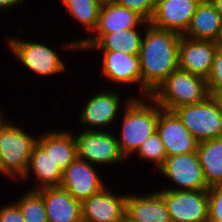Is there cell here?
<instances>
[{
  "label": "cell",
  "instance_id": "1",
  "mask_svg": "<svg viewBox=\"0 0 222 222\" xmlns=\"http://www.w3.org/2000/svg\"><path fill=\"white\" fill-rule=\"evenodd\" d=\"M181 34L149 24L145 28L139 52L142 75V97H149L156 88L179 68Z\"/></svg>",
  "mask_w": 222,
  "mask_h": 222
},
{
  "label": "cell",
  "instance_id": "2",
  "mask_svg": "<svg viewBox=\"0 0 222 222\" xmlns=\"http://www.w3.org/2000/svg\"><path fill=\"white\" fill-rule=\"evenodd\" d=\"M23 24L17 29L15 36L8 35L5 44L6 47L14 55L15 60L33 75L40 77H52L58 74H65L71 68H68L65 62V58L62 57V51L72 53L79 51V45L76 43V39L72 38L70 41L62 42L60 48H52L53 46L48 45L45 42L39 40H32L31 38H21L18 35L23 33ZM18 33V35H17ZM58 49V50H56ZM61 51V52H59ZM72 51V52H71ZM61 55H60V54Z\"/></svg>",
  "mask_w": 222,
  "mask_h": 222
},
{
  "label": "cell",
  "instance_id": "3",
  "mask_svg": "<svg viewBox=\"0 0 222 222\" xmlns=\"http://www.w3.org/2000/svg\"><path fill=\"white\" fill-rule=\"evenodd\" d=\"M121 115L120 127L117 129L120 131H115V134L121 154L127 160L157 131L159 105L150 96L133 97Z\"/></svg>",
  "mask_w": 222,
  "mask_h": 222
},
{
  "label": "cell",
  "instance_id": "4",
  "mask_svg": "<svg viewBox=\"0 0 222 222\" xmlns=\"http://www.w3.org/2000/svg\"><path fill=\"white\" fill-rule=\"evenodd\" d=\"M23 121L17 125V122L9 120L0 131V174L13 184L22 183L18 181L26 172L38 140L36 133L27 131V126H23Z\"/></svg>",
  "mask_w": 222,
  "mask_h": 222
},
{
  "label": "cell",
  "instance_id": "5",
  "mask_svg": "<svg viewBox=\"0 0 222 222\" xmlns=\"http://www.w3.org/2000/svg\"><path fill=\"white\" fill-rule=\"evenodd\" d=\"M209 95L207 80L182 69L172 72L151 94V98L162 108H176L199 103Z\"/></svg>",
  "mask_w": 222,
  "mask_h": 222
},
{
  "label": "cell",
  "instance_id": "6",
  "mask_svg": "<svg viewBox=\"0 0 222 222\" xmlns=\"http://www.w3.org/2000/svg\"><path fill=\"white\" fill-rule=\"evenodd\" d=\"M120 90L123 91L108 87V89L98 90L99 92L95 91L91 96L89 94V98L87 97L80 113H78L79 126L82 127V130H113L112 128L117 124L116 120L119 121L118 119L121 117L122 110L133 98V95L127 92L129 94L126 97L123 96L124 99L122 97L124 93L120 94Z\"/></svg>",
  "mask_w": 222,
  "mask_h": 222
},
{
  "label": "cell",
  "instance_id": "7",
  "mask_svg": "<svg viewBox=\"0 0 222 222\" xmlns=\"http://www.w3.org/2000/svg\"><path fill=\"white\" fill-rule=\"evenodd\" d=\"M77 131L73 132L77 144V158L105 168L128 162L121 154L115 131Z\"/></svg>",
  "mask_w": 222,
  "mask_h": 222
},
{
  "label": "cell",
  "instance_id": "8",
  "mask_svg": "<svg viewBox=\"0 0 222 222\" xmlns=\"http://www.w3.org/2000/svg\"><path fill=\"white\" fill-rule=\"evenodd\" d=\"M166 178V190H208L203 168L196 152L167 157L156 172ZM163 175V176H162ZM170 183V184H169Z\"/></svg>",
  "mask_w": 222,
  "mask_h": 222
},
{
  "label": "cell",
  "instance_id": "9",
  "mask_svg": "<svg viewBox=\"0 0 222 222\" xmlns=\"http://www.w3.org/2000/svg\"><path fill=\"white\" fill-rule=\"evenodd\" d=\"M174 112L198 142L222 137V113L211 96Z\"/></svg>",
  "mask_w": 222,
  "mask_h": 222
},
{
  "label": "cell",
  "instance_id": "10",
  "mask_svg": "<svg viewBox=\"0 0 222 222\" xmlns=\"http://www.w3.org/2000/svg\"><path fill=\"white\" fill-rule=\"evenodd\" d=\"M101 55L100 63V78L105 80L107 88H114L118 86L120 89L122 86H135L138 89L133 94V97H142V75L140 71L139 55H130L124 52L118 51H99ZM112 85H111V84ZM110 84V85H109ZM120 85V86H119ZM138 93V95H137Z\"/></svg>",
  "mask_w": 222,
  "mask_h": 222
},
{
  "label": "cell",
  "instance_id": "11",
  "mask_svg": "<svg viewBox=\"0 0 222 222\" xmlns=\"http://www.w3.org/2000/svg\"><path fill=\"white\" fill-rule=\"evenodd\" d=\"M156 190L172 222H208V190Z\"/></svg>",
  "mask_w": 222,
  "mask_h": 222
},
{
  "label": "cell",
  "instance_id": "12",
  "mask_svg": "<svg viewBox=\"0 0 222 222\" xmlns=\"http://www.w3.org/2000/svg\"><path fill=\"white\" fill-rule=\"evenodd\" d=\"M100 167L76 158L64 171L60 187L66 190L81 203L89 197L102 191L108 184Z\"/></svg>",
  "mask_w": 222,
  "mask_h": 222
},
{
  "label": "cell",
  "instance_id": "13",
  "mask_svg": "<svg viewBox=\"0 0 222 222\" xmlns=\"http://www.w3.org/2000/svg\"><path fill=\"white\" fill-rule=\"evenodd\" d=\"M157 133L163 142L167 157L197 151L198 141L174 111L159 106Z\"/></svg>",
  "mask_w": 222,
  "mask_h": 222
},
{
  "label": "cell",
  "instance_id": "14",
  "mask_svg": "<svg viewBox=\"0 0 222 222\" xmlns=\"http://www.w3.org/2000/svg\"><path fill=\"white\" fill-rule=\"evenodd\" d=\"M106 186L82 202L83 222H120L126 211L127 193ZM122 193V194H121Z\"/></svg>",
  "mask_w": 222,
  "mask_h": 222
},
{
  "label": "cell",
  "instance_id": "15",
  "mask_svg": "<svg viewBox=\"0 0 222 222\" xmlns=\"http://www.w3.org/2000/svg\"><path fill=\"white\" fill-rule=\"evenodd\" d=\"M218 46L215 41L195 40L182 35L179 42V69L207 80Z\"/></svg>",
  "mask_w": 222,
  "mask_h": 222
},
{
  "label": "cell",
  "instance_id": "16",
  "mask_svg": "<svg viewBox=\"0 0 222 222\" xmlns=\"http://www.w3.org/2000/svg\"><path fill=\"white\" fill-rule=\"evenodd\" d=\"M201 0H157L149 23L158 29L171 30L183 35Z\"/></svg>",
  "mask_w": 222,
  "mask_h": 222
},
{
  "label": "cell",
  "instance_id": "17",
  "mask_svg": "<svg viewBox=\"0 0 222 222\" xmlns=\"http://www.w3.org/2000/svg\"><path fill=\"white\" fill-rule=\"evenodd\" d=\"M145 28L120 30L106 34H91L79 46V51H118L139 55Z\"/></svg>",
  "mask_w": 222,
  "mask_h": 222
},
{
  "label": "cell",
  "instance_id": "18",
  "mask_svg": "<svg viewBox=\"0 0 222 222\" xmlns=\"http://www.w3.org/2000/svg\"><path fill=\"white\" fill-rule=\"evenodd\" d=\"M51 128L39 133L37 144L63 172L77 158V144L73 131Z\"/></svg>",
  "mask_w": 222,
  "mask_h": 222
},
{
  "label": "cell",
  "instance_id": "19",
  "mask_svg": "<svg viewBox=\"0 0 222 222\" xmlns=\"http://www.w3.org/2000/svg\"><path fill=\"white\" fill-rule=\"evenodd\" d=\"M152 191L128 193L125 214L135 222H172L163 198L156 190Z\"/></svg>",
  "mask_w": 222,
  "mask_h": 222
},
{
  "label": "cell",
  "instance_id": "20",
  "mask_svg": "<svg viewBox=\"0 0 222 222\" xmlns=\"http://www.w3.org/2000/svg\"><path fill=\"white\" fill-rule=\"evenodd\" d=\"M43 198L48 222H82V203L66 190L45 187L37 190Z\"/></svg>",
  "mask_w": 222,
  "mask_h": 222
},
{
  "label": "cell",
  "instance_id": "21",
  "mask_svg": "<svg viewBox=\"0 0 222 222\" xmlns=\"http://www.w3.org/2000/svg\"><path fill=\"white\" fill-rule=\"evenodd\" d=\"M33 176V177H31ZM63 172L53 163L45 151L36 144L29 157L25 174L19 181L26 182L31 179L32 183L28 190H39L45 187H59L62 181ZM25 180V181H24Z\"/></svg>",
  "mask_w": 222,
  "mask_h": 222
},
{
  "label": "cell",
  "instance_id": "22",
  "mask_svg": "<svg viewBox=\"0 0 222 222\" xmlns=\"http://www.w3.org/2000/svg\"><path fill=\"white\" fill-rule=\"evenodd\" d=\"M150 23L137 12L116 2L101 5L98 24L92 34H106L133 28H146Z\"/></svg>",
  "mask_w": 222,
  "mask_h": 222
},
{
  "label": "cell",
  "instance_id": "23",
  "mask_svg": "<svg viewBox=\"0 0 222 222\" xmlns=\"http://www.w3.org/2000/svg\"><path fill=\"white\" fill-rule=\"evenodd\" d=\"M221 23L222 16L216 11L213 3L210 0H201L183 36L195 40L218 42Z\"/></svg>",
  "mask_w": 222,
  "mask_h": 222
},
{
  "label": "cell",
  "instance_id": "24",
  "mask_svg": "<svg viewBox=\"0 0 222 222\" xmlns=\"http://www.w3.org/2000/svg\"><path fill=\"white\" fill-rule=\"evenodd\" d=\"M197 154L207 186L222 185V137L198 142Z\"/></svg>",
  "mask_w": 222,
  "mask_h": 222
},
{
  "label": "cell",
  "instance_id": "25",
  "mask_svg": "<svg viewBox=\"0 0 222 222\" xmlns=\"http://www.w3.org/2000/svg\"><path fill=\"white\" fill-rule=\"evenodd\" d=\"M59 2L66 11L68 10L71 21L74 20L73 22L81 25L79 29L85 30L86 36L76 39V43L80 46L96 29L101 5L96 0H61Z\"/></svg>",
  "mask_w": 222,
  "mask_h": 222
},
{
  "label": "cell",
  "instance_id": "26",
  "mask_svg": "<svg viewBox=\"0 0 222 222\" xmlns=\"http://www.w3.org/2000/svg\"><path fill=\"white\" fill-rule=\"evenodd\" d=\"M22 194L12 201L21 211L24 222H48L42 195L37 190L28 189Z\"/></svg>",
  "mask_w": 222,
  "mask_h": 222
},
{
  "label": "cell",
  "instance_id": "27",
  "mask_svg": "<svg viewBox=\"0 0 222 222\" xmlns=\"http://www.w3.org/2000/svg\"><path fill=\"white\" fill-rule=\"evenodd\" d=\"M133 157H138L142 163L149 164L154 167V173L162 166L163 162L167 158L163 142L160 139L157 131L149 136L139 147Z\"/></svg>",
  "mask_w": 222,
  "mask_h": 222
},
{
  "label": "cell",
  "instance_id": "28",
  "mask_svg": "<svg viewBox=\"0 0 222 222\" xmlns=\"http://www.w3.org/2000/svg\"><path fill=\"white\" fill-rule=\"evenodd\" d=\"M208 222H222V185L208 188Z\"/></svg>",
  "mask_w": 222,
  "mask_h": 222
},
{
  "label": "cell",
  "instance_id": "29",
  "mask_svg": "<svg viewBox=\"0 0 222 222\" xmlns=\"http://www.w3.org/2000/svg\"><path fill=\"white\" fill-rule=\"evenodd\" d=\"M115 2L137 12L148 22L151 20L157 5V0H116Z\"/></svg>",
  "mask_w": 222,
  "mask_h": 222
},
{
  "label": "cell",
  "instance_id": "30",
  "mask_svg": "<svg viewBox=\"0 0 222 222\" xmlns=\"http://www.w3.org/2000/svg\"><path fill=\"white\" fill-rule=\"evenodd\" d=\"M208 91H222V46L219 45L214 55L213 65L207 79Z\"/></svg>",
  "mask_w": 222,
  "mask_h": 222
},
{
  "label": "cell",
  "instance_id": "31",
  "mask_svg": "<svg viewBox=\"0 0 222 222\" xmlns=\"http://www.w3.org/2000/svg\"><path fill=\"white\" fill-rule=\"evenodd\" d=\"M0 222H24L18 206L10 201L0 207Z\"/></svg>",
  "mask_w": 222,
  "mask_h": 222
},
{
  "label": "cell",
  "instance_id": "32",
  "mask_svg": "<svg viewBox=\"0 0 222 222\" xmlns=\"http://www.w3.org/2000/svg\"><path fill=\"white\" fill-rule=\"evenodd\" d=\"M0 0V12L13 11V8H19L22 4H25L27 0Z\"/></svg>",
  "mask_w": 222,
  "mask_h": 222
},
{
  "label": "cell",
  "instance_id": "33",
  "mask_svg": "<svg viewBox=\"0 0 222 222\" xmlns=\"http://www.w3.org/2000/svg\"><path fill=\"white\" fill-rule=\"evenodd\" d=\"M209 95L215 100L220 112L222 113V91H209Z\"/></svg>",
  "mask_w": 222,
  "mask_h": 222
},
{
  "label": "cell",
  "instance_id": "34",
  "mask_svg": "<svg viewBox=\"0 0 222 222\" xmlns=\"http://www.w3.org/2000/svg\"><path fill=\"white\" fill-rule=\"evenodd\" d=\"M216 8V11L222 16V0H210Z\"/></svg>",
  "mask_w": 222,
  "mask_h": 222
},
{
  "label": "cell",
  "instance_id": "35",
  "mask_svg": "<svg viewBox=\"0 0 222 222\" xmlns=\"http://www.w3.org/2000/svg\"><path fill=\"white\" fill-rule=\"evenodd\" d=\"M5 112L3 113L2 109H0V131L2 127L9 121V119H6Z\"/></svg>",
  "mask_w": 222,
  "mask_h": 222
},
{
  "label": "cell",
  "instance_id": "36",
  "mask_svg": "<svg viewBox=\"0 0 222 222\" xmlns=\"http://www.w3.org/2000/svg\"><path fill=\"white\" fill-rule=\"evenodd\" d=\"M100 5L110 4L115 2L116 0H96Z\"/></svg>",
  "mask_w": 222,
  "mask_h": 222
},
{
  "label": "cell",
  "instance_id": "37",
  "mask_svg": "<svg viewBox=\"0 0 222 222\" xmlns=\"http://www.w3.org/2000/svg\"><path fill=\"white\" fill-rule=\"evenodd\" d=\"M120 222H135L130 217H128L126 214L122 217Z\"/></svg>",
  "mask_w": 222,
  "mask_h": 222
},
{
  "label": "cell",
  "instance_id": "38",
  "mask_svg": "<svg viewBox=\"0 0 222 222\" xmlns=\"http://www.w3.org/2000/svg\"><path fill=\"white\" fill-rule=\"evenodd\" d=\"M218 44L222 46V23H221V31H220V35H219Z\"/></svg>",
  "mask_w": 222,
  "mask_h": 222
}]
</instances>
